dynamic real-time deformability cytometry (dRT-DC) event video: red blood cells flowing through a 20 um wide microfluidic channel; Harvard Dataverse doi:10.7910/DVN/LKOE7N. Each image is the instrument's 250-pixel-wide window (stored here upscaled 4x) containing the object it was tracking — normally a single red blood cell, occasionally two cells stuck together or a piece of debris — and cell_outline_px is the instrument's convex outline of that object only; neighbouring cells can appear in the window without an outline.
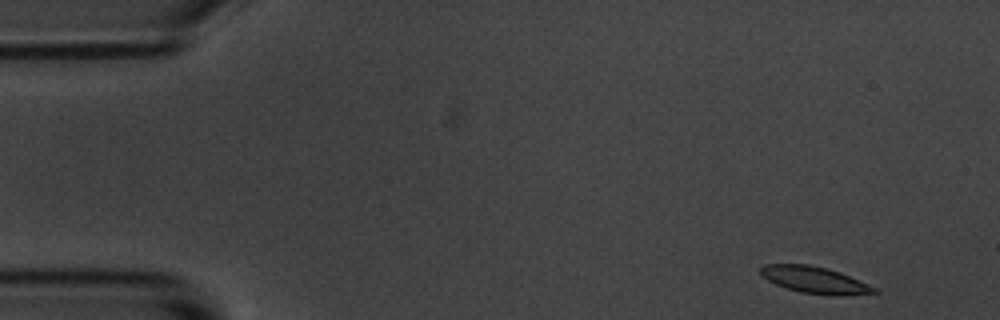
{"species": "common noctule bat (a hibernating species)", "species_latin": "Nyctalus noctula", "temperature_condition": "room temperature", "stored_images_in_passage": 5, "camera_frame_rate_fps": 3000, "um_per_image_px": 0.085, "animal": {"sex": "male", "body_mass_g": 20.1, "forearm_length_mm": 53.5}, "frame": {"image": 1, "passage_image": 1, "time_ms": 0.0, "image_size_px": [1000, 320], "cell_outline_px": [[880, 292], [840, 296], [832, 296], [800, 292], [776, 284], [768, 280], [760, 272], [760, 268], [764, 264], [808, 264], [840, 272], [868, 284], [876, 288]], "centroid_in_image_um": [69.27, 23.8], "position_along_channel_um": 15.7, "area_um2": 17.51}}
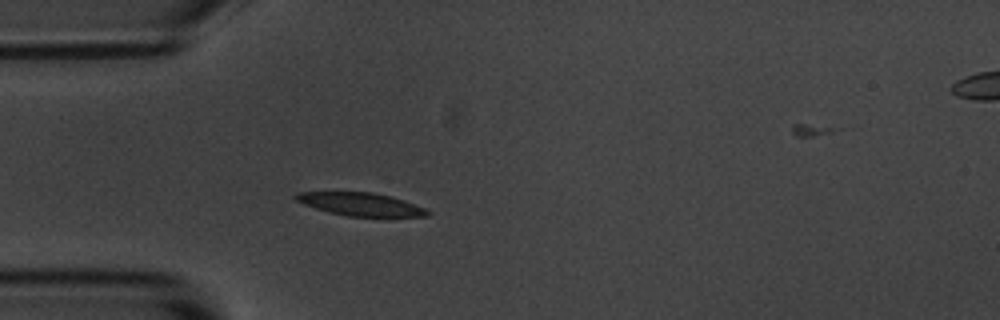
{"frame": {"image": 2, "passage_image": 4, "time_ms": 3.667, "image_size_px": [1000, 320], "cell_outline_px": [[432, 212], [428, 216], [348, 216], [328, 212], [304, 204], [296, 200], [292, 196], [296, 192], [372, 192], [392, 196], [404, 200], [424, 208]], "centroid_in_image_um": [30.64, 17.35], "position_along_channel_um": 54.4, "area_um2": 17.57}}